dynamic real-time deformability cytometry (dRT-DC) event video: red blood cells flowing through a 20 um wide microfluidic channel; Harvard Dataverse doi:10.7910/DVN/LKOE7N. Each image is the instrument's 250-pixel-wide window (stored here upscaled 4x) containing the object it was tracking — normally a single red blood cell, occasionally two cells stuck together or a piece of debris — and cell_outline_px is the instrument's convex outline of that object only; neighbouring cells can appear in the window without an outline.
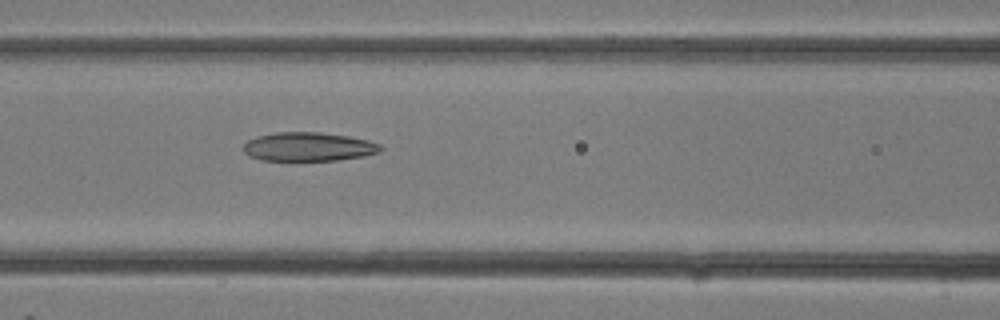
{"species": "common noctule bat (a hibernating species)", "species_latin": "Nyctalus noctula", "temperature_condition": "room temperature", "stored_images_in_passage": 12, "camera_frame_rate_fps": 3000, "um_per_image_px": 0.085, "animal": {"sex": "female"}, "frame": {"image": 1, "passage_image": 12, "time_ms": 3.667, "image_size_px": [1000, 320], "cell_outline_px": [[384, 148], [380, 152], [364, 156], [336, 160], [260, 160], [248, 156], [244, 152], [244, 144], [248, 140], [256, 136], [276, 132], [320, 132], [348, 136], [368, 140], [380, 144]], "centroid_in_image_um": [26.22, 12.47], "position_along_channel_um": 140.4, "area_um2": 23.12}}